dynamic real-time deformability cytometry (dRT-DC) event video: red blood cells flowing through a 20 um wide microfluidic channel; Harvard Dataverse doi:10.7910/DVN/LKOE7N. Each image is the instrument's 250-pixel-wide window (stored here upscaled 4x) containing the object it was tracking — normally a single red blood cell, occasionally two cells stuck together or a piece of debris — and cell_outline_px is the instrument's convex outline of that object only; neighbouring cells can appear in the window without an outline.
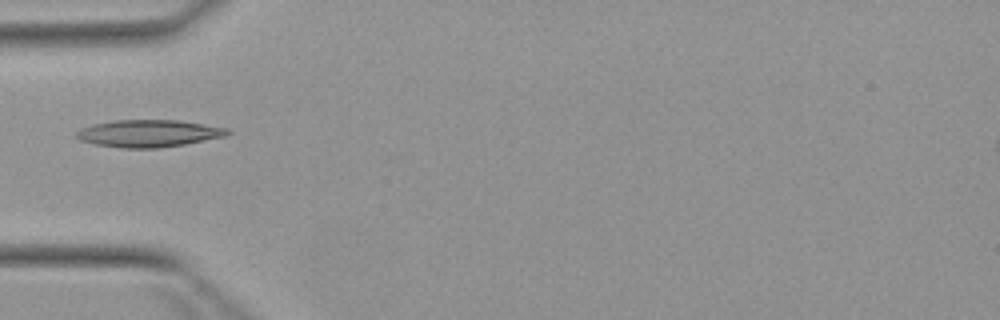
{"species": "Egyptian fruit bat (a non-hibernating species)", "species_latin": "Rousettus aegyptiacus", "temperature_condition": "warm", "stored_images_in_passage": 5, "camera_frame_rate_fps": 3000, "um_per_image_px": 0.085, "animal": {"sex": "female"}, "frame": {"image": 1, "passage_image": 5, "time_ms": 5.0, "image_size_px": [1000, 320], "cell_outline_px": [[232, 132], [228, 136], [184, 144], [156, 148], [120, 148], [96, 144], [80, 140], [76, 136], [76, 132], [80, 128], [92, 124], [112, 120], [180, 120], [228, 128]], "centroid_in_image_um": [12.65, 11.33], "position_along_channel_um": 72.3, "area_um2": 24.1}}